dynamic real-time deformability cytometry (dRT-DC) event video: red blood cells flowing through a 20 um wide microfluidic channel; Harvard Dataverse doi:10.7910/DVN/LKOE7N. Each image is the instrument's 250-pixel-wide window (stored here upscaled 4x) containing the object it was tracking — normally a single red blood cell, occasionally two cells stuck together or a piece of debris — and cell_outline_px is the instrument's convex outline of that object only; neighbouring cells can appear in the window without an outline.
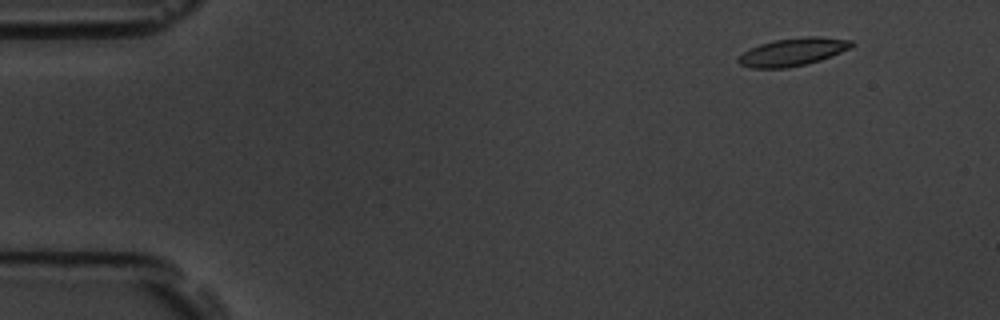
{"species": "common noctule bat (a hibernating species)", "species_latin": "Nyctalus noctula", "temperature_condition": "room temperature", "stored_images_in_passage": 12, "camera_frame_rate_fps": 3000, "um_per_image_px": 0.085, "animal": {"sex": "male", "body_mass_g": 19.5, "forearm_length_mm": 54.6}, "frame": {"image": 1, "passage_image": 1, "time_ms": 0.0, "image_size_px": [1000, 320], "cell_outline_px": [[856, 44], [832, 56], [820, 60], [788, 68], [752, 68], [740, 64], [736, 60], [748, 48], [760, 44], [776, 40], [804, 36], [820, 36], [852, 40]], "centroid_in_image_um": [67.39, 4.4], "position_along_channel_um": 17.6, "area_um2": 18.32}}
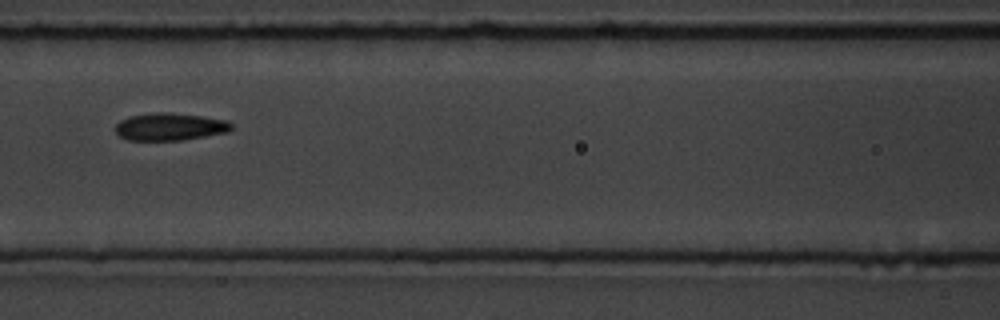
{"frame": {"image": 2, "passage_image": 6, "time_ms": 6.667, "image_size_px": [1000, 320], "cell_outline_px": [[232, 128], [228, 132], [180, 140], [128, 140], [120, 136], [116, 132], [116, 124], [120, 120], [128, 116], [152, 112], [168, 112], [200, 116], [228, 120], [232, 124]], "centroid_in_image_um": [14.42, 10.76], "position_along_channel_um": 152.2, "area_um2": 18.55}}
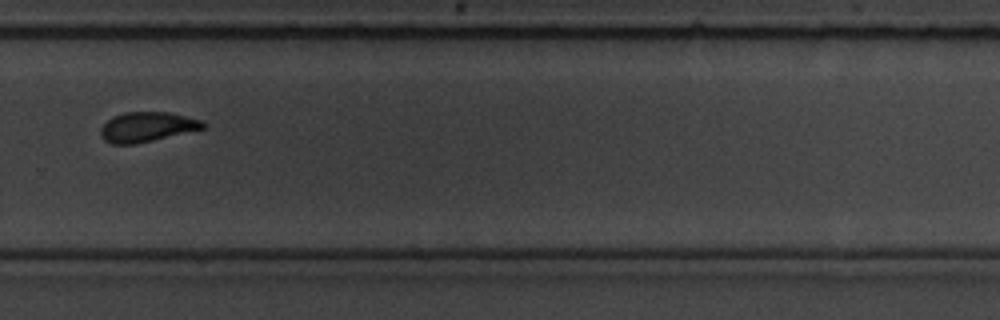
{"frame": {"image": 3, "passage_image": 10, "time_ms": 11.333, "image_size_px": [1000, 320], "cell_outline_px": [[208, 124], [204, 128], [136, 144], [112, 144], [104, 140], [100, 136], [100, 128], [112, 116], [124, 112], [168, 112], [204, 120]], "centroid_in_image_um": [12.49, 10.78], "position_along_channel_um": 317.3, "area_um2": 17.86}, "authors_computed_cell_mechanics": {"area_um2": 18.4093, "velocity_mm_per_s": 3.5461, "shape_relaxation_time_tau1_ms": 1.8184, "shape_relaxation_time_tau2_ms": 2.0023, "deformation_change_tau1": 0.0941, "deformation_change_tau2": 0.0643}}